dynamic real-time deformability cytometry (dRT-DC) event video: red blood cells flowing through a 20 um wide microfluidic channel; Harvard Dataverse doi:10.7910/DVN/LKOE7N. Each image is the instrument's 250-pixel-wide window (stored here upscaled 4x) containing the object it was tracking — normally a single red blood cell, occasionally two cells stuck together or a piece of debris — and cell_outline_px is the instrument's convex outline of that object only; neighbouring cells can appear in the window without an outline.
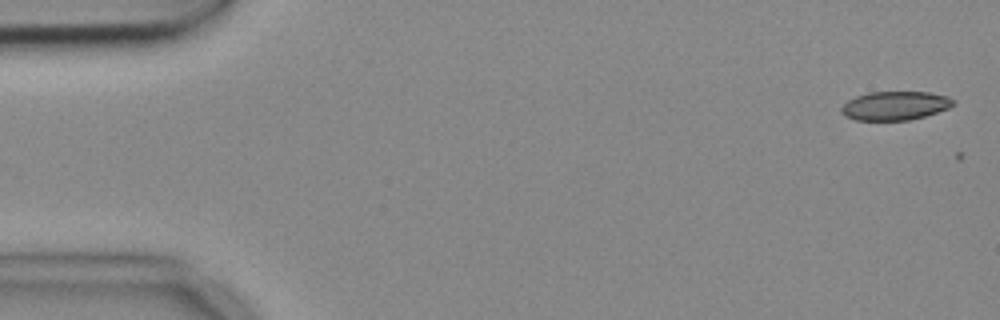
{"species": "common noctule bat (a hibernating species)", "species_latin": "Nyctalus noctula", "temperature_condition": "cold", "stored_images_in_passage": 6, "camera_frame_rate_fps": 3000, "um_per_image_px": 0.085, "animal": {"sex": "female", "body_mass_g": 18.4}, "frame": {"image": 1, "passage_image": 1, "time_ms": 0.0, "image_size_px": [1000, 320], "cell_outline_px": [[956, 104], [948, 108], [924, 116], [908, 120], [856, 120], [844, 116], [840, 112], [840, 108], [848, 100], [856, 96], [868, 92], [928, 92], [948, 96], [956, 100]], "centroid_in_image_um": [76.07, 8.98], "position_along_channel_um": 8.9, "area_um2": 18.84}}